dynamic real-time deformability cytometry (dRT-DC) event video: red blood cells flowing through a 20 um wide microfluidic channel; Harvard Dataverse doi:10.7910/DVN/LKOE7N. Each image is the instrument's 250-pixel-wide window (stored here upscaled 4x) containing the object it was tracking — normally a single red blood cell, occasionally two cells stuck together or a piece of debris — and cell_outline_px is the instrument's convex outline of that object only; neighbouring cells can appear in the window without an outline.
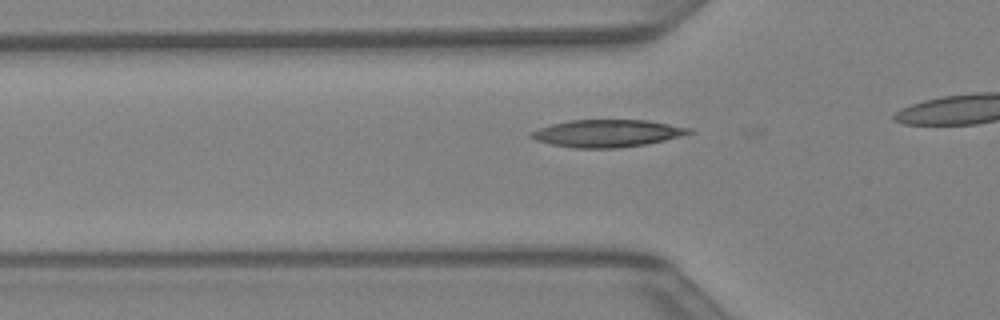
{"species": "Egyptian fruit bat (a non-hibernating species)", "species_latin": "Rousettus aegyptiacus", "temperature_condition": "warm", "stored_images_in_passage": 8, "camera_frame_rate_fps": 3000, "um_per_image_px": 0.085, "animal": {"sex": "female"}, "frame": {"image": 1, "passage_image": 3, "time_ms": 0.667, "image_size_px": [1000, 320], "cell_outline_px": [[692, 132], [680, 136], [648, 144], [616, 148], [572, 148], [552, 144], [536, 140], [528, 136], [528, 132], [552, 124], [568, 120], [648, 120], [692, 128]], "centroid_in_image_um": [51.59, 11.33], "position_along_channel_um": 74.2, "area_um2": 25.2}}
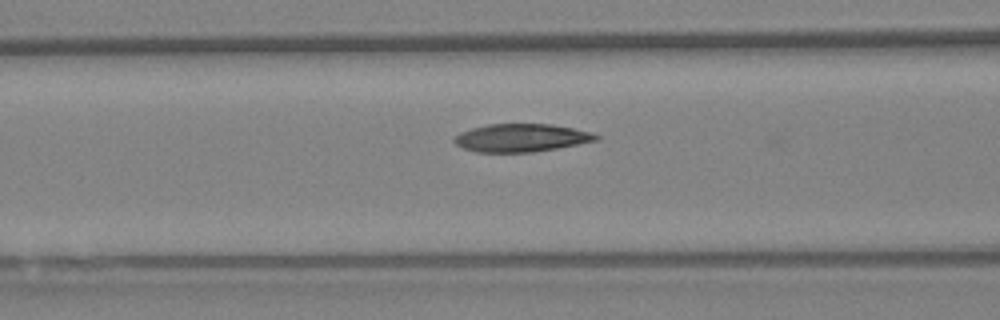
{"frame": {"image": 2, "passage_image": 6, "time_ms": 1.667, "image_size_px": [1000, 320], "cell_outline_px": [[600, 136], [596, 140], [556, 148], [532, 152], [476, 152], [464, 148], [456, 144], [452, 140], [460, 132], [472, 128], [488, 124], [552, 124], [572, 128], [588, 132]], "centroid_in_image_um": [44.25, 11.71], "position_along_channel_um": 122.3, "area_um2": 22.77}}